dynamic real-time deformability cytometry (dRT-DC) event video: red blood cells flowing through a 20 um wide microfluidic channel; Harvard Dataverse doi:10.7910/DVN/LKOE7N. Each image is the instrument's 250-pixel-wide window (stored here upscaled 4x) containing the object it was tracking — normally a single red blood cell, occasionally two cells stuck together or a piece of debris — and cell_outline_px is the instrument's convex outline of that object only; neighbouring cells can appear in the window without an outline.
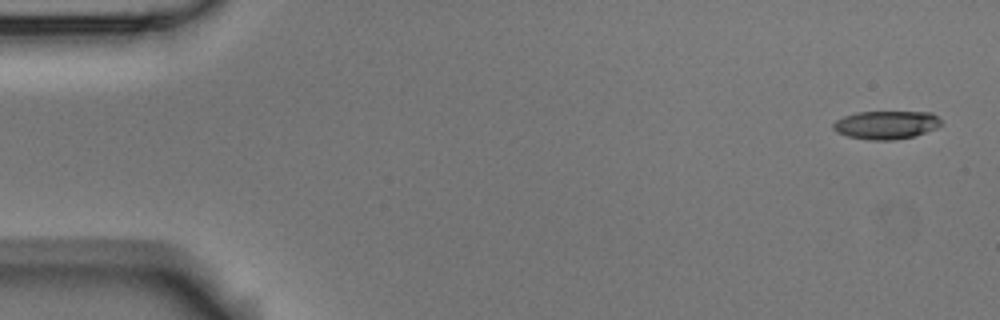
{"species": "Egyptian fruit bat (a non-hibernating species)", "species_latin": "Rousettus aegyptiacus", "temperature_condition": "room temperature", "stored_images_in_passage": 6, "segment_of_instrument_passage": [2, 2], "camera_frame_rate_fps": 3000, "um_per_image_px": 0.085, "animal": {"sex": "male"}, "frame": {"image": 1, "passage_image": 6, "time_ms": 6.0, "image_size_px": [1000, 320], "cell_outline_px": [[940, 124], [936, 128], [912, 136], [892, 140], [872, 140], [848, 136], [836, 132], [832, 128], [832, 124], [836, 120], [844, 116], [856, 112], [932, 112], [940, 120]], "centroid_in_image_um": [75.27, 10.61], "position_along_channel_um": 9.7, "area_um2": 17.57}}